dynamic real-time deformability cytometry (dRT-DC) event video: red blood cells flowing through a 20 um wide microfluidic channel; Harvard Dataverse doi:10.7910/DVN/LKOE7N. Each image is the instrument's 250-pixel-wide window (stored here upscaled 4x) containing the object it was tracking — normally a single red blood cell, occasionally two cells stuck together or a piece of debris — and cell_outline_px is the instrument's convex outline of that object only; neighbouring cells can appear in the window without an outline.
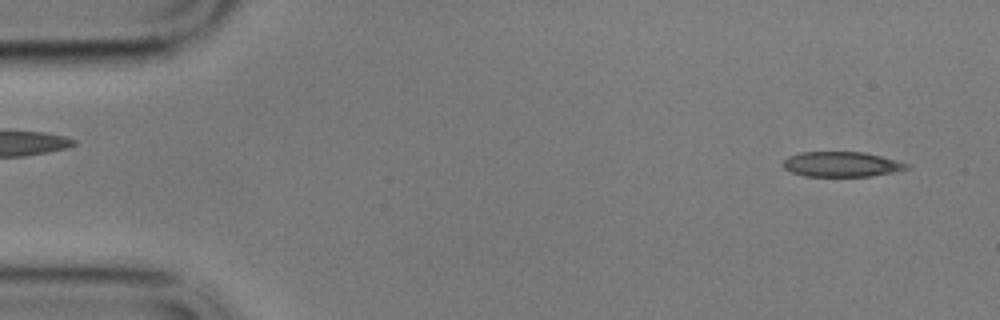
{"species": "common noctule bat (a hibernating species)", "species_latin": "Nyctalus noctula", "temperature_condition": "cold", "stored_images_in_passage": 57, "camera_frame_rate_fps": 3000, "um_per_image_px": 0.085, "animal": {"sex": "male", "body_mass_g": 17.9}, "frame": {"image": 1, "passage_image": 3, "time_ms": 0.667, "image_size_px": [1000, 320], "cell_outline_px": [[912, 168], [872, 176], [804, 176], [792, 172], [784, 168], [784, 160], [788, 156], [800, 152], [864, 152], [912, 164]], "centroid_in_image_um": [71.57, 13.96], "position_along_channel_um": 13.4, "area_um2": 18.09}}
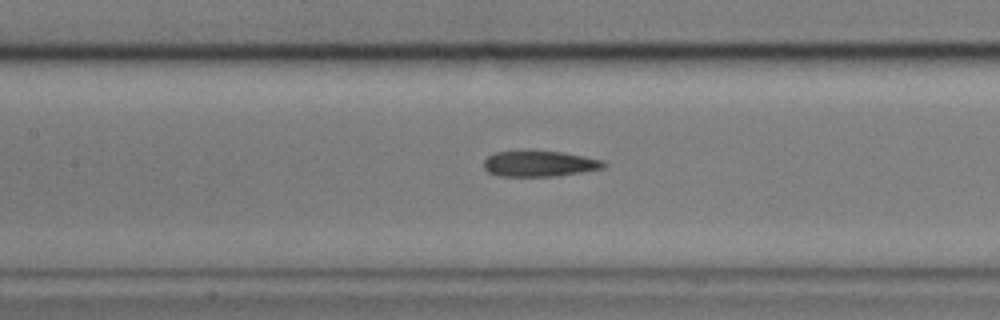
{"frame": {"image": 2, "passage_image": 25, "time_ms": 8.0, "image_size_px": [1000, 320], "cell_outline_px": [[608, 164], [604, 168], [556, 176], [496, 176], [488, 172], [484, 168], [484, 160], [488, 156], [496, 152], [560, 152], [584, 156], [604, 160]], "centroid_in_image_um": [45.87, 13.93], "position_along_channel_um": 161.5, "area_um2": 17.74}}
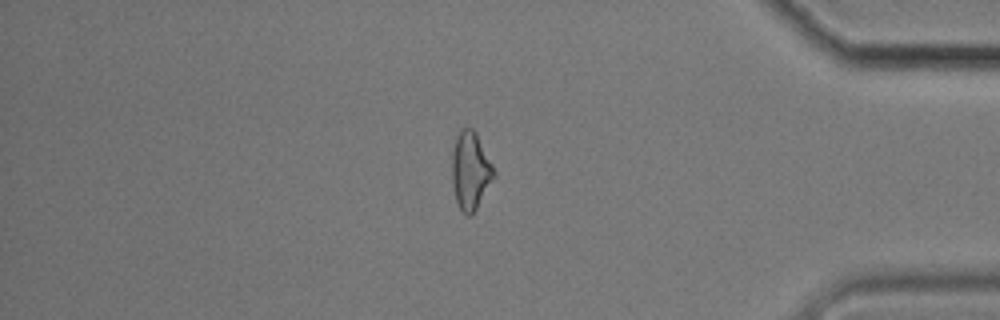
{"frame": {"image": 3, "passage_image": 48, "time_ms": 15.667, "image_size_px": [1000, 320], "cell_outline_px": [[496, 176], [472, 216], [468, 216], [460, 212], [456, 204], [452, 184], [452, 152], [456, 136], [460, 128], [472, 128], [476, 132], [496, 172]], "centroid_in_image_um": [39.98, 14.55], "position_along_channel_um": 395.2, "area_um2": 19.42}, "authors_computed_cell_mechanics": {"area_um2": 18.9006, "velocity_mm_per_s": 3.4429, "shape_relaxation_time_tau1_ms": null, "shape_relaxation_time_tau2_ms": 4.6282, "deformation_change_tau1": null, "deformation_change_tau2": 0.1465}}